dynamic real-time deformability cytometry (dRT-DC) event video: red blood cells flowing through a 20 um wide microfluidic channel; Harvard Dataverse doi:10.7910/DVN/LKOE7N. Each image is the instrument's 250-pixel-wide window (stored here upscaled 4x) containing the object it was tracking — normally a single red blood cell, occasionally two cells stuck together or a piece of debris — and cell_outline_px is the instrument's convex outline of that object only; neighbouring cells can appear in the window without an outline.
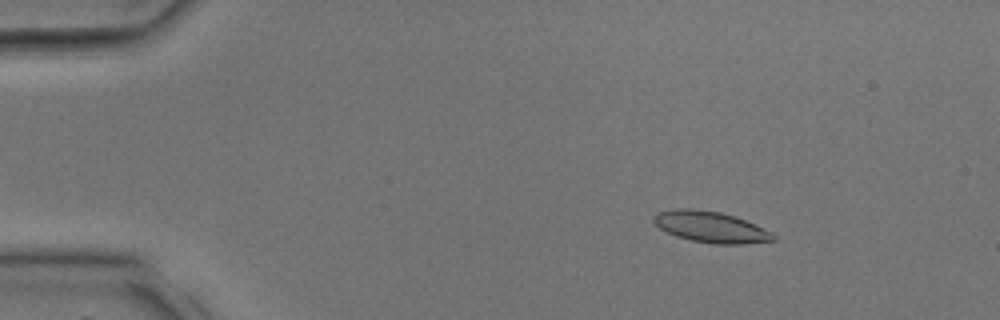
{"species": "common noctule bat (a hibernating species)", "species_latin": "Nyctalus noctula", "temperature_condition": "room temperature", "stored_images_in_passage": 31, "camera_frame_rate_fps": 3000, "um_per_image_px": 0.085, "animal": {"sex": "male", "body_mass_g": 17.9, "forearm_length_mm": 54.2}, "frame": {"image": 1, "passage_image": 6, "time_ms": 1.667, "image_size_px": [1000, 320], "cell_outline_px": [[776, 240], [744, 244], [716, 244], [692, 240], [676, 236], [660, 228], [652, 220], [652, 216], [656, 212], [676, 208], [688, 208], [720, 212], [744, 220], [772, 232], [776, 236]], "centroid_in_image_um": [60.39, 19.29], "position_along_channel_um": 24.6, "area_um2": 21.5}}
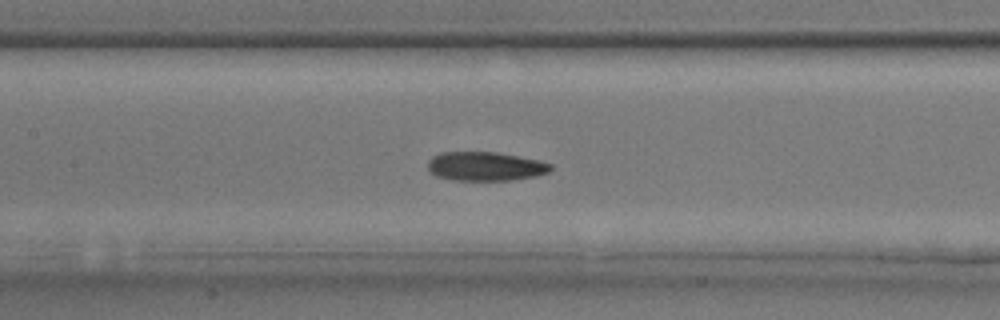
{"frame": {"image": 2, "passage_image": 17, "time_ms": 5.333, "image_size_px": [1000, 320], "cell_outline_px": [[552, 168], [548, 172], [536, 176], [512, 180], [452, 180], [436, 176], [428, 168], [428, 160], [432, 156], [440, 152], [496, 152], [540, 160], [552, 164]], "centroid_in_image_um": [41.26, 14.13], "position_along_channel_um": 166.1, "area_um2": 20.81}}
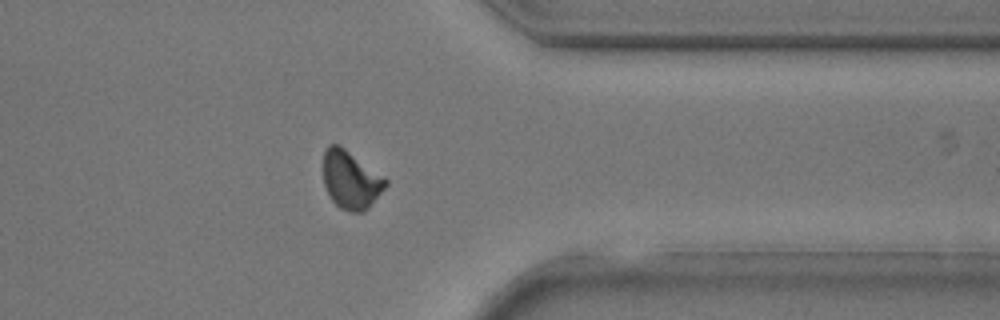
{"frame": {"image": 3, "passage_image": 28, "time_ms": 9.0, "image_size_px": [1000, 320], "cell_outline_px": [[388, 184], [368, 208], [360, 212], [348, 212], [340, 208], [332, 200], [324, 184], [324, 148], [328, 144], [340, 144], [384, 176], [388, 180]], "centroid_in_image_um": [29.82, 15.26], "position_along_channel_um": 381.6, "area_um2": 21.15}}